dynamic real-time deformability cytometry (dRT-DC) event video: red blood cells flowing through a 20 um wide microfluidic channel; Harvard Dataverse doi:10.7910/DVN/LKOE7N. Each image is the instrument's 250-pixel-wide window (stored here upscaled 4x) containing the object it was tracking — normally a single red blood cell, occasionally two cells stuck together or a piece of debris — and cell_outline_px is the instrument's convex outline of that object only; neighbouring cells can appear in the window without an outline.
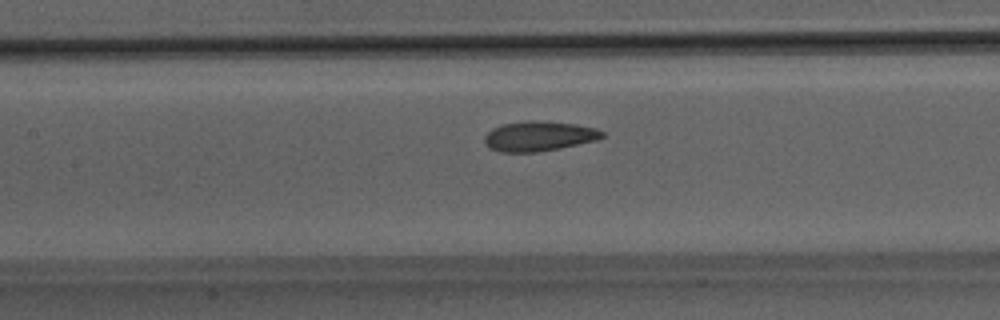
{"species": "Egyptian fruit bat (a non-hibernating species)", "species_latin": "Rousettus aegyptiacus", "temperature_condition": "room temperature", "stored_images_in_passage": 35, "camera_frame_rate_fps": 3000, "um_per_image_px": 0.085, "animal": {"sex": "male"}, "frame": {"image": 1, "passage_image": 8, "time_ms": 2.333, "image_size_px": [1000, 320], "cell_outline_px": [[604, 136], [596, 140], [560, 148], [536, 152], [500, 152], [488, 148], [484, 144], [484, 136], [492, 128], [500, 124], [528, 120], [532, 120], [576, 124], [596, 128], [604, 132]], "centroid_in_image_um": [45.76, 11.57], "position_along_channel_um": 161.6, "area_um2": 20.63}}
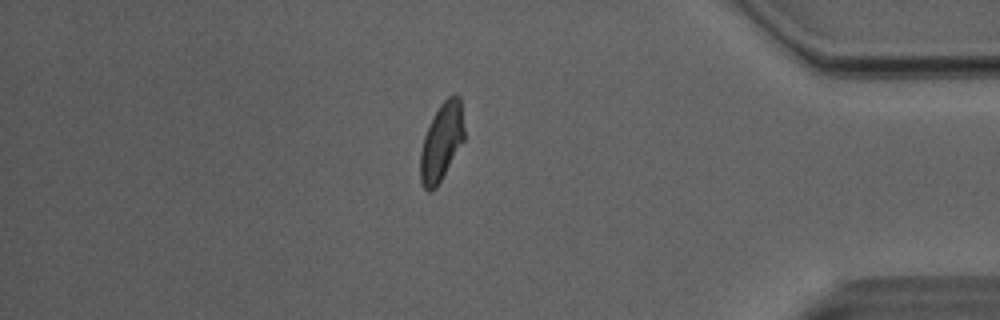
{"frame": {"image": 2, "passage_image": 28, "time_ms": 9.0, "image_size_px": [1000, 320], "cell_outline_px": [[464, 140], [436, 188], [432, 192], [428, 192], [424, 188], [420, 180], [420, 152], [424, 136], [440, 104], [448, 96], [460, 96], [464, 128]], "centroid_in_image_um": [37.52, 12.1], "position_along_channel_um": 397.7, "area_um2": 19.65}}
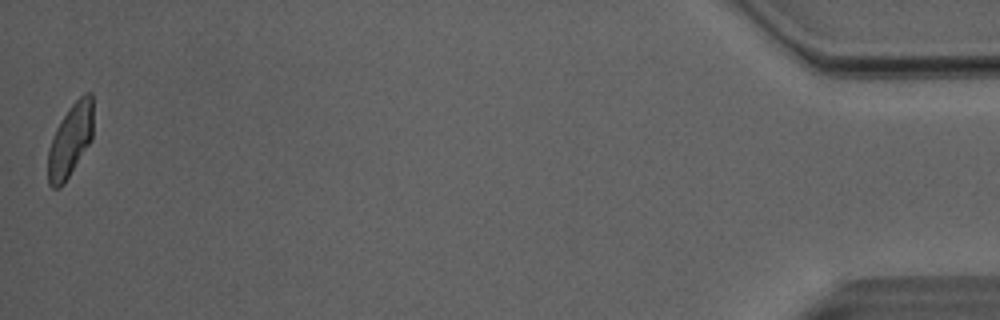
{"frame": {"image": 3, "passage_image": 35, "time_ms": 11.333, "image_size_px": [1000, 320], "cell_outline_px": [[92, 140], [64, 184], [60, 188], [52, 188], [48, 184], [48, 148], [56, 128], [68, 108], [84, 92], [92, 92]], "centroid_in_image_um": [5.97, 11.94], "position_along_channel_um": 429.2, "area_um2": 19.31}, "authors_computed_cell_mechanics": {"area_um2": 20.1722, "velocity_mm_per_s": 4.0399, "shape_relaxation_time_tau1_ms": 7.1364, "shape_relaxation_time_tau2_ms": 1.4443, "deformation_change_tau1": 0.1787, "deformation_change_tau2": 0.0642}}